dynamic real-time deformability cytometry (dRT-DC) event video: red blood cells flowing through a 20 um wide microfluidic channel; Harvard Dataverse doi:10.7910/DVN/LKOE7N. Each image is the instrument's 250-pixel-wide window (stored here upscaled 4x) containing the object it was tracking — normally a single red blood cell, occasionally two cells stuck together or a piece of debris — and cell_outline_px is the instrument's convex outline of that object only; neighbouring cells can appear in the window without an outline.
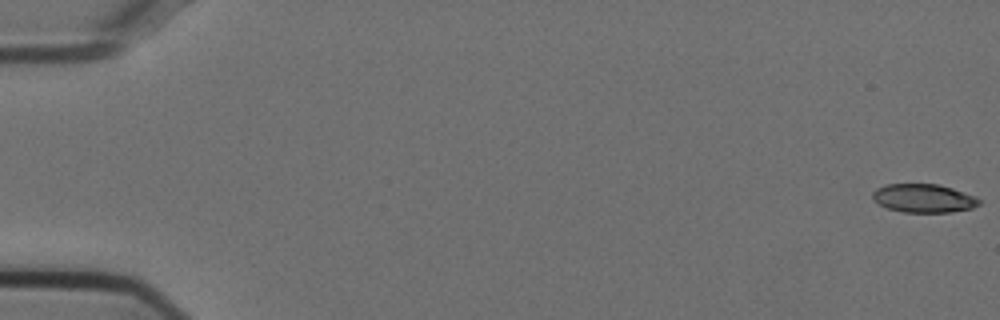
{"species": "Egyptian fruit bat (a non-hibernating species)", "species_latin": "Rousettus aegyptiacus", "temperature_condition": "cold", "stored_images_in_passage": 12, "camera_frame_rate_fps": 3000, "um_per_image_px": 0.085, "animal": {"sex": "female"}, "frame": {"image": 1, "passage_image": 1, "time_ms": 0.0, "image_size_px": [1000, 320], "cell_outline_px": [[980, 204], [972, 208], [952, 212], [904, 212], [888, 208], [872, 200], [872, 192], [876, 188], [888, 184], [936, 184], [952, 188], [976, 196], [980, 200]], "centroid_in_image_um": [78.51, 16.85], "position_along_channel_um": 6.5, "area_um2": 17.69}}